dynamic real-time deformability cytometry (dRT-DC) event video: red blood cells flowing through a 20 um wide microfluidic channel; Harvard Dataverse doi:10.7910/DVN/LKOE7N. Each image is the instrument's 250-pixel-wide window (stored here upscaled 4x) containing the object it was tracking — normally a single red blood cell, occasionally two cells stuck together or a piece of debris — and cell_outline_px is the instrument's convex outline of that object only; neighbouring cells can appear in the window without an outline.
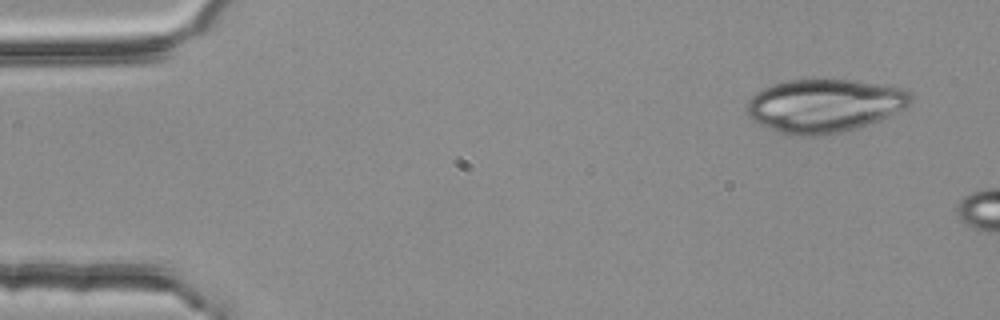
{"species": "common noctule bat (a hibernating species)", "species_latin": "Nyctalus noctula", "temperature_condition": "room temperature", "stored_images_in_passage": 3, "camera_frame_rate_fps": 3000, "um_per_image_px": 0.085, "animal": {"sex": "female", "body_mass_g": 25.1}, "frame": {"image": 1, "passage_image": 1, "time_ms": 0.0, "image_size_px": [1000, 320], "cell_outline_px": [[912, 104], [908, 108], [868, 124], [856, 128], [840, 132], [820, 136], [792, 136], [780, 132], [760, 124], [748, 116], [748, 100], [756, 92], [772, 84], [788, 80], [816, 76], [824, 76], [892, 84], [908, 88], [912, 96]], "centroid_in_image_um": [70.16, 8.91], "position_along_channel_um": 14.8, "area_um2": 52.66}}